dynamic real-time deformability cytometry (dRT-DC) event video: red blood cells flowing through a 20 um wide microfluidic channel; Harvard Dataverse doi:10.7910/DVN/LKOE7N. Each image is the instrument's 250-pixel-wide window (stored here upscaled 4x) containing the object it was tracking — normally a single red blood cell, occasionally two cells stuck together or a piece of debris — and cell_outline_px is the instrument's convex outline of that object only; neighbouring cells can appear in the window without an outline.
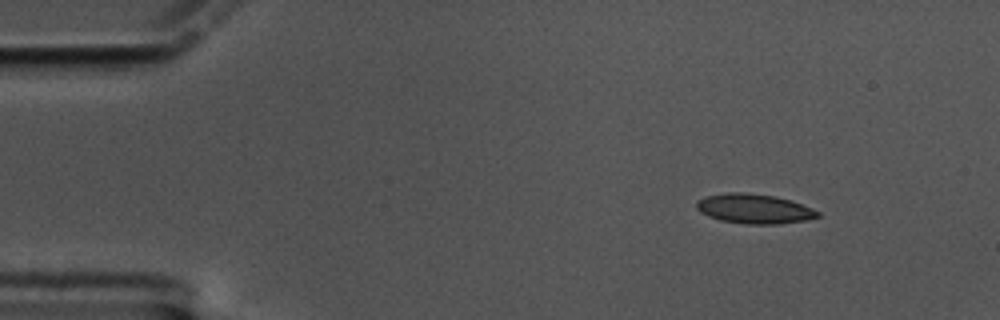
{"species": "common noctule bat (a hibernating species)", "species_latin": "Nyctalus noctula", "temperature_condition": "cold", "stored_images_in_passage": 8, "camera_frame_rate_fps": 3000, "um_per_image_px": 0.085, "animal": {"sex": "male", "body_mass_g": 17.5, "forearm_length_mm": 52.3}, "frame": {"image": 1, "passage_image": 1, "time_ms": 0.0, "image_size_px": [1000, 320], "cell_outline_px": [[820, 216], [804, 220], [780, 224], [744, 224], [720, 220], [708, 216], [700, 212], [696, 208], [696, 200], [708, 196], [728, 192], [744, 192], [776, 196], [812, 208], [820, 212]], "centroid_in_image_um": [64.08, 17.75], "position_along_channel_um": 20.9, "area_um2": 20.87}}